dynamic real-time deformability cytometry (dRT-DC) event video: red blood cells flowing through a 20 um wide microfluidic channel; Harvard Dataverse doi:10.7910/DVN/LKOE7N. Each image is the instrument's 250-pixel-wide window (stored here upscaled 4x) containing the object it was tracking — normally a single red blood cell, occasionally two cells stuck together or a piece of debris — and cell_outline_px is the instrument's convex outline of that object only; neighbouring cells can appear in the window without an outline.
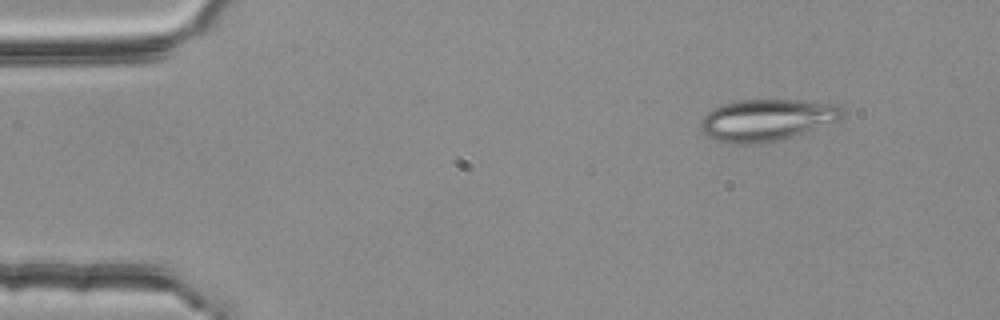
{"species": "common noctule bat (a hibernating species)", "species_latin": "Nyctalus noctula", "temperature_condition": "room temperature", "stored_images_in_passage": 3, "camera_frame_rate_fps": 3000, "um_per_image_px": 0.085, "animal": {"sex": "female", "body_mass_g": 25.1}, "frame": {"image": 1, "passage_image": 1, "time_ms": 0.0, "image_size_px": [1000, 320], "cell_outline_px": [[844, 116], [836, 120], [804, 132], [780, 140], [756, 144], [736, 144], [712, 140], [700, 128], [700, 120], [712, 108], [724, 104], [740, 100], [800, 100], [836, 104], [844, 112]], "centroid_in_image_um": [65.12, 10.2], "position_along_channel_um": 19.9, "area_um2": 34.22}}